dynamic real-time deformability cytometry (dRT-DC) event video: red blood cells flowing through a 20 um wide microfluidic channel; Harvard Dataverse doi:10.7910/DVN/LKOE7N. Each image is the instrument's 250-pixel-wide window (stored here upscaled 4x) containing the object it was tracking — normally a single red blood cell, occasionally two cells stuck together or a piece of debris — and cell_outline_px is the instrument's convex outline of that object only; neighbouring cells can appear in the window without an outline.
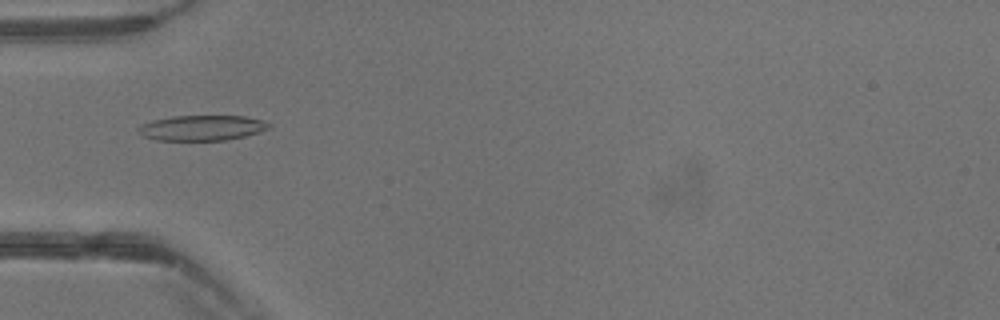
{"species": "common noctule bat (a hibernating species)", "species_latin": "Nyctalus noctula", "temperature_condition": "warm", "stored_images_in_passage": 39, "camera_frame_rate_fps": 3000, "um_per_image_px": 0.085, "animal": {"sex": "male", "body_mass_g": 13.3}, "frame": {"image": 1, "passage_image": 13, "time_ms": 4.0, "image_size_px": [1000, 320], "cell_outline_px": [[272, 124], [268, 128], [260, 132], [244, 136], [224, 140], [156, 140], [144, 136], [136, 132], [136, 128], [140, 124], [152, 120], [172, 116], [244, 116], [260, 120]], "centroid_in_image_um": [17.1, 10.87], "position_along_channel_um": 67.9, "area_um2": 19.25}}
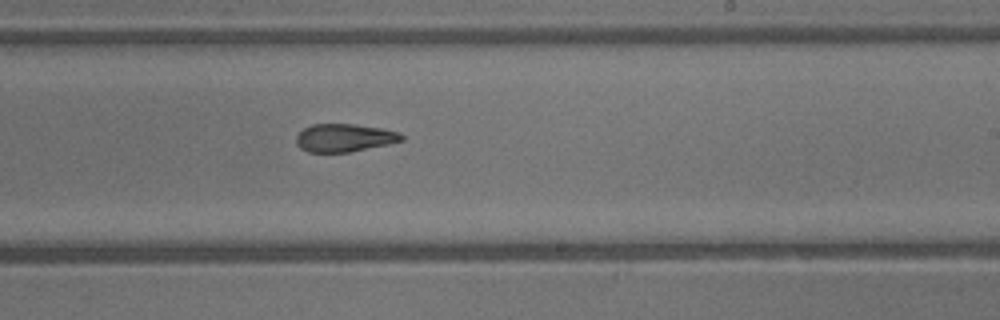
{"frame": {"image": 2, "passage_image": 24, "time_ms": 7.667, "image_size_px": [1000, 320], "cell_outline_px": [[404, 140], [388, 144], [348, 152], [308, 152], [300, 148], [296, 144], [296, 136], [304, 128], [312, 124], [352, 124], [380, 128], [396, 132], [404, 136]], "centroid_in_image_um": [29.23, 11.71], "position_along_channel_um": 259.8, "area_um2": 16.99}}
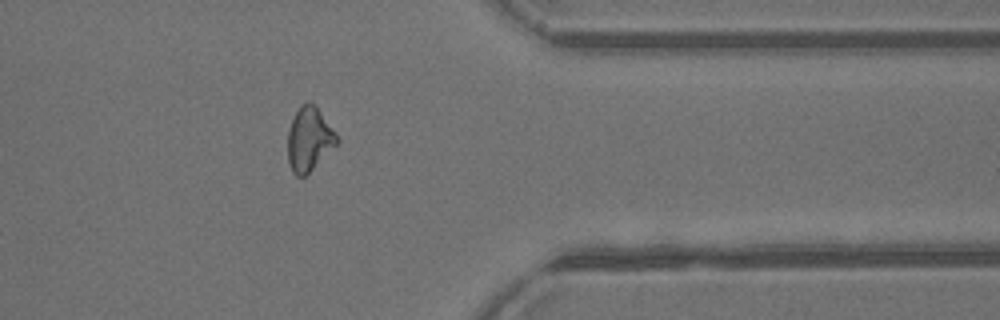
{"frame": {"image": 3, "passage_image": 32, "time_ms": 10.333, "image_size_px": [1000, 320], "cell_outline_px": [[340, 140], [304, 176], [296, 176], [292, 172], [288, 164], [288, 132], [292, 120], [296, 112], [308, 100], [316, 104], [336, 132]], "centroid_in_image_um": [26.28, 11.8], "position_along_channel_um": 385.1, "area_um2": 18.09}}